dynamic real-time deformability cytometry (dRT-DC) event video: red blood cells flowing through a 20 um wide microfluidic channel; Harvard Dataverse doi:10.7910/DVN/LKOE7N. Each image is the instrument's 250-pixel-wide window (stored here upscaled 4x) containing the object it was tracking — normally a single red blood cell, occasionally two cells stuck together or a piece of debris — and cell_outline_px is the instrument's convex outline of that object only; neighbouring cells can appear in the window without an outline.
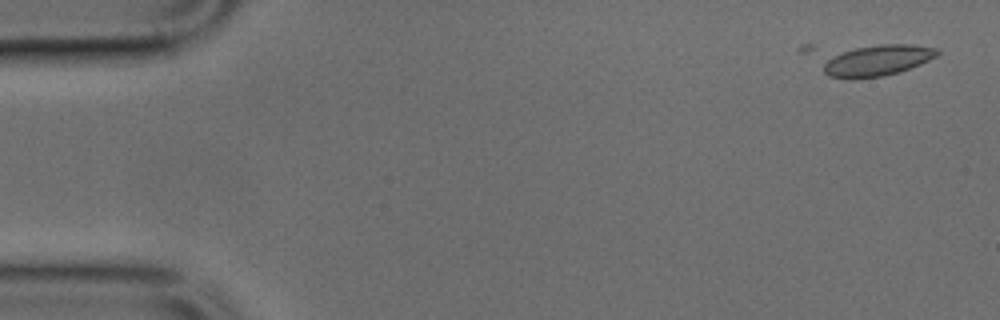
{"species": "common noctule bat (a hibernating species)", "species_latin": "Nyctalus noctula", "temperature_condition": "cold", "stored_images_in_passage": 4, "camera_frame_rate_fps": 3000, "um_per_image_px": 0.085, "animal": {"sex": "male", "body_mass_g": 17.9, "forearm_length_mm": 54.2}, "frame": {"image": 1, "passage_image": 1, "time_ms": 0.0, "image_size_px": [1000, 320], "cell_outline_px": [[940, 52], [936, 56], [920, 64], [900, 72], [884, 76], [852, 80], [848, 80], [828, 76], [824, 72], [824, 64], [828, 60], [844, 52], [856, 48], [880, 44], [908, 44], [936, 48]], "centroid_in_image_um": [74.59, 5.17], "position_along_channel_um": 10.4, "area_um2": 20.4}}